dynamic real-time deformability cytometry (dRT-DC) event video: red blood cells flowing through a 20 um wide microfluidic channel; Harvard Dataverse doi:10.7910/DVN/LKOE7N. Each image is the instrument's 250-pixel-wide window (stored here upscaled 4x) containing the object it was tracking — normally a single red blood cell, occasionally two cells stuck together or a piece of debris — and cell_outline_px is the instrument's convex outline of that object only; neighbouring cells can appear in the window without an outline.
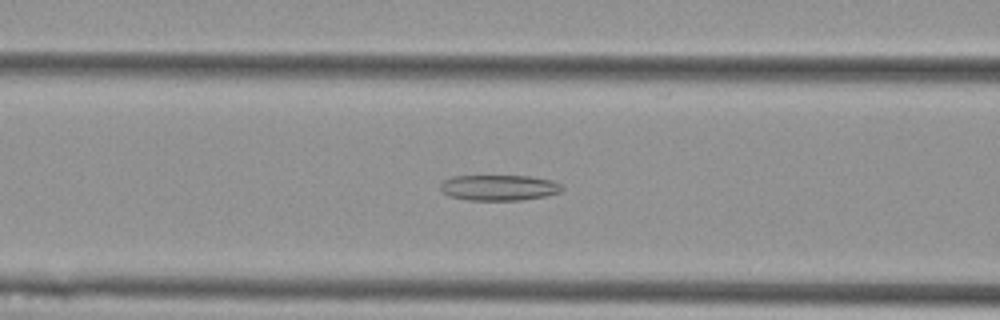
{"species": "Egyptian fruit bat (a non-hibernating species)", "species_latin": "Rousettus aegyptiacus", "temperature_condition": "cold", "stored_images_in_passage": 57, "camera_frame_rate_fps": 3000, "um_per_image_px": 0.085, "animal": {"sex": "female"}, "frame": {"image": 1, "passage_image": 24, "time_ms": 7.667, "image_size_px": [1000, 320], "cell_outline_px": [[564, 188], [560, 192], [548, 196], [520, 200], [468, 200], [452, 196], [444, 192], [440, 188], [440, 184], [444, 180], [452, 176], [532, 176], [552, 180], [560, 184]], "centroid_in_image_um": [42.46, 15.94], "position_along_channel_um": 124.1, "area_um2": 18.21}}
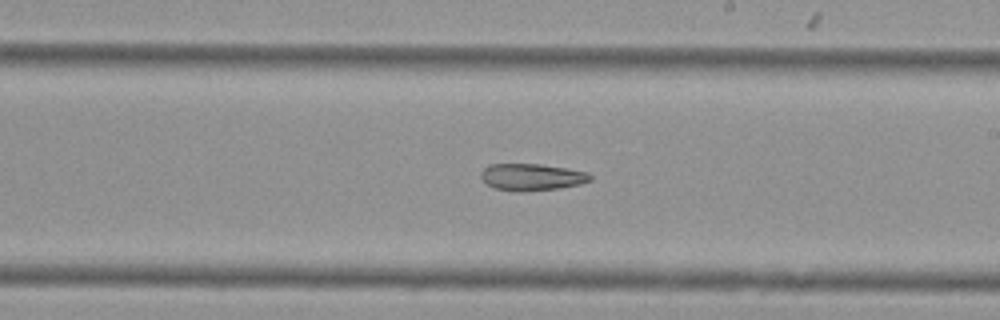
{"frame": {"image": 2, "passage_image": 34, "time_ms": 11.0, "image_size_px": [1000, 320], "cell_outline_px": [[592, 180], [580, 184], [560, 188], [520, 192], [516, 192], [496, 188], [488, 184], [480, 176], [480, 172], [488, 164], [540, 164], [568, 168], [588, 172], [592, 176]], "centroid_in_image_um": [45.22, 15.04], "position_along_channel_um": 243.8, "area_um2": 17.22}}
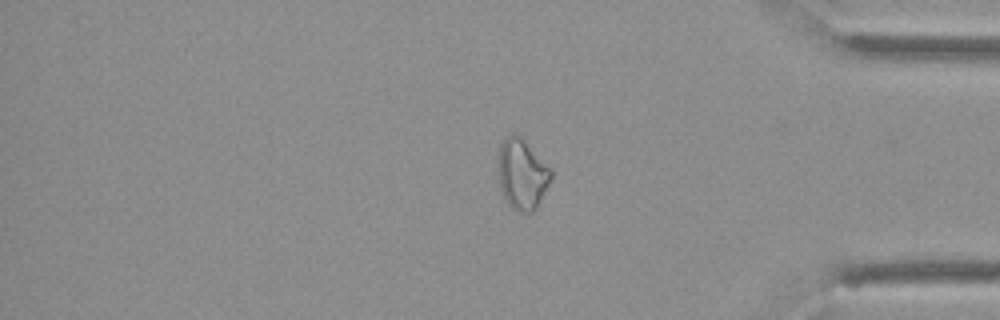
{"frame": {"image": 3, "passage_image": 48, "time_ms": 15.667, "image_size_px": [1000, 320], "cell_outline_px": [[552, 176], [536, 208], [532, 212], [520, 212], [512, 208], [508, 204], [500, 188], [500, 144], [504, 136], [512, 132], [516, 132], [552, 168]], "centroid_in_image_um": [44.39, 14.77], "position_along_channel_um": 390.8, "area_um2": 21.44}, "authors_computed_cell_mechanics": {"area_um2": 22.0796, "velocity_mm_per_s": 3.5987, "shape_relaxation_time_tau1_ms": null, "shape_relaxation_time_tau2_ms": 11.1239, "deformation_change_tau1": null, "deformation_change_tau2": 0.231}}